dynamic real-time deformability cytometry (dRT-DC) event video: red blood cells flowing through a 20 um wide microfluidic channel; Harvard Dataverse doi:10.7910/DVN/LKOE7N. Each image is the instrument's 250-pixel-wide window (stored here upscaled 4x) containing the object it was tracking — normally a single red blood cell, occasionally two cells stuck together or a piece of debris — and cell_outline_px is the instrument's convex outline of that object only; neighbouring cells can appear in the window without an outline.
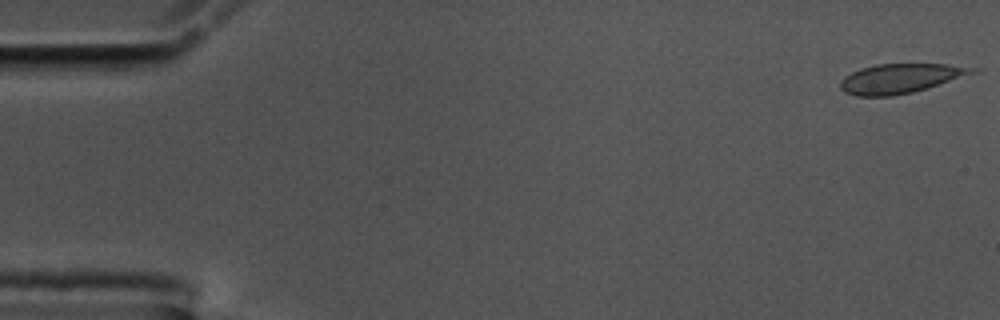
{"species": "common noctule bat (a hibernating species)", "species_latin": "Nyctalus noctula", "temperature_condition": "cold", "stored_images_in_passage": 6, "camera_frame_rate_fps": 3000, "um_per_image_px": 0.085, "animal": {"sex": "male", "body_mass_g": 17.5, "forearm_length_mm": 52.3}, "frame": {"image": 1, "passage_image": 1, "time_ms": 0.0, "image_size_px": [1000, 320], "cell_outline_px": [[980, 68], [976, 72], [912, 92], [892, 96], [856, 96], [844, 92], [840, 88], [840, 80], [844, 76], [860, 68], [876, 64], [948, 64]], "centroid_in_image_um": [76.48, 6.66], "position_along_channel_um": 8.5, "area_um2": 22.48}}